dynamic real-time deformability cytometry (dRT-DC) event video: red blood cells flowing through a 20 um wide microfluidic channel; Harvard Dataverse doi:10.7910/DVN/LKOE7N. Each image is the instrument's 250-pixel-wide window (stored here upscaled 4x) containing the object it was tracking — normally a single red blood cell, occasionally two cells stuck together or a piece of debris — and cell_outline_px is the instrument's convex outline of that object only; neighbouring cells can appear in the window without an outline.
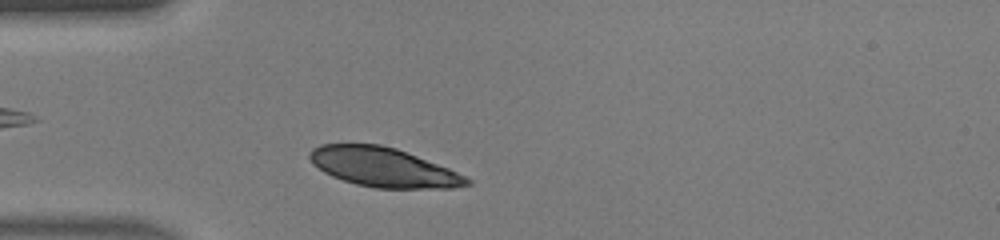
{"species": "human", "species_latin": "Homo sapiens", "temperature_condition": "warm", "stored_images_in_passage": 31, "camera_frame_rate_fps": 3000, "um_per_image_px": 0.085, "donor": {"sex": "male"}, "frame": {"image": 1, "passage_image": 3, "time_ms": 0.667, "image_size_px": [1000, 240], "cell_outline_px": [[472, 184], [452, 188], [376, 188], [356, 184], [332, 176], [324, 172], [312, 164], [308, 156], [308, 152], [312, 148], [320, 144], [380, 144], [396, 148], [448, 168], [472, 180]], "centroid_in_image_um": [32.55, 14.21], "position_along_channel_um": 52.5, "area_um2": 35.84}}
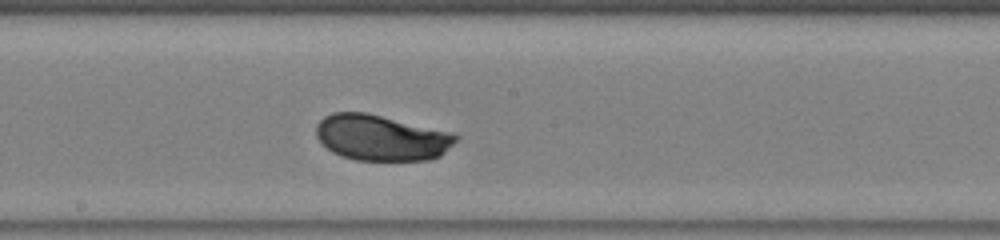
{"frame": {"image": 2, "passage_image": 15, "time_ms": 4.667, "image_size_px": [1000, 240], "cell_outline_px": [[460, 136], [440, 156], [428, 160], [356, 160], [340, 156], [332, 152], [320, 144], [316, 136], [316, 124], [324, 116], [332, 112], [364, 112], [456, 132]], "centroid_in_image_um": [32.4, 11.7], "position_along_channel_um": 215.8, "area_um2": 37.69}}
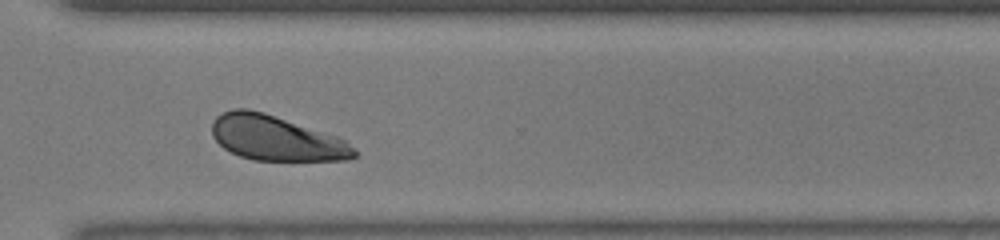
{"frame": {"image": 3, "passage_image": 24, "time_ms": 7.667, "image_size_px": [1000, 240], "cell_outline_px": [[356, 156], [348, 160], [252, 160], [240, 156], [224, 148], [212, 136], [212, 120], [216, 116], [232, 108], [248, 108], [264, 112], [336, 136], [344, 140], [356, 152]], "centroid_in_image_um": [23.41, 11.73], "position_along_channel_um": 347.2, "area_um2": 36.99}, "authors_computed_cell_mechanics": {"area_um2": 37.6278, "velocity_mm_per_s": 4.365, "shape_relaxation_time_tau1_ms": 1.3636, "shape_relaxation_time_tau2_ms": null, "deformation_change_tau1": 0.0922, "deformation_change_tau2": null}}